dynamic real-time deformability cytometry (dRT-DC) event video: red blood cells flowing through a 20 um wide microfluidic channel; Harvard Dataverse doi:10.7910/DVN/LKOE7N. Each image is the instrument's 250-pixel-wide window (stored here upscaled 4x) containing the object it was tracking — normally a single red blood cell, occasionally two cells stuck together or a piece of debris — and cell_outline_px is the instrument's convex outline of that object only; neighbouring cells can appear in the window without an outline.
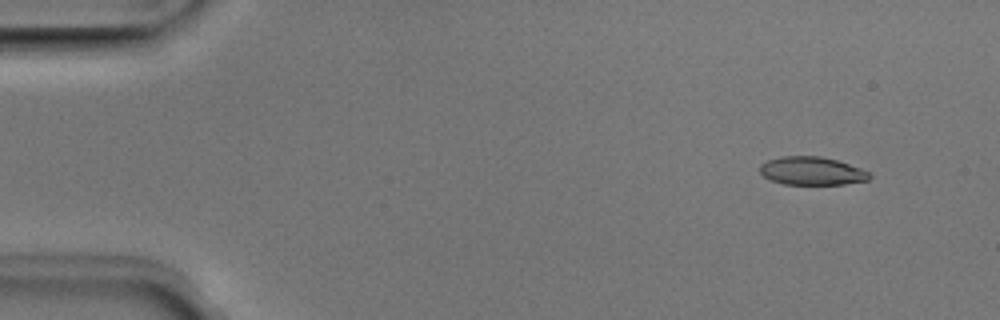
{"species": "Egyptian fruit bat (a non-hibernating species)", "species_latin": "Rousettus aegyptiacus", "temperature_condition": "room temperature", "stored_images_in_passage": 51, "camera_frame_rate_fps": 3000, "um_per_image_px": 0.085, "animal": {"sex": "male"}, "frame": {"image": 1, "passage_image": 5, "time_ms": 1.333, "image_size_px": [1000, 320], "cell_outline_px": [[872, 176], [868, 180], [844, 184], [784, 184], [772, 180], [764, 176], [760, 172], [760, 164], [768, 160], [780, 156], [820, 156], [836, 160], [860, 168], [868, 172]], "centroid_in_image_um": [68.99, 14.52], "position_along_channel_um": 16.0, "area_um2": 17.86}}
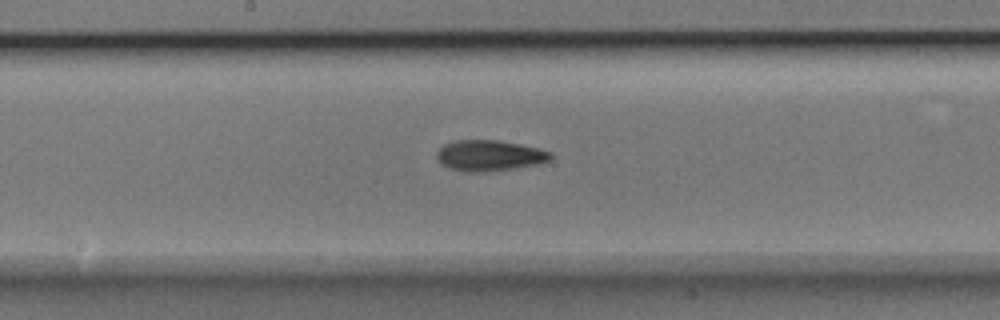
{"frame": {"image": 2, "passage_image": 27, "time_ms": 8.667, "image_size_px": [1000, 320], "cell_outline_px": [[552, 160], [544, 164], [484, 172], [464, 172], [448, 168], [440, 164], [436, 156], [436, 152], [444, 144], [456, 140], [500, 140], [520, 144], [552, 152]], "centroid_in_image_um": [41.61, 13.23], "position_along_channel_um": 206.6, "area_um2": 20.81}}
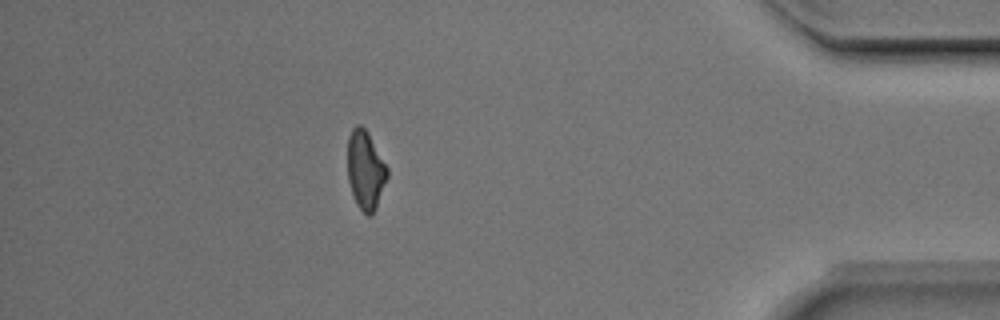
{"frame": {"image": 3, "passage_image": 45, "time_ms": 14.667, "image_size_px": [1000, 320], "cell_outline_px": [[388, 176], [376, 208], [372, 216], [368, 216], [356, 204], [348, 180], [348, 136], [352, 128], [356, 124], [360, 124], [368, 132], [388, 168]], "centroid_in_image_um": [31.07, 14.44], "position_along_channel_um": 404.1, "area_um2": 18.21}, "authors_computed_cell_mechanics": {"area_um2": 18.785, "velocity_mm_per_s": 4.0357, "shape_relaxation_time_tau1_ms": 5.9796, "shape_relaxation_time_tau2_ms": 3.9555, "deformation_change_tau1": 0.1468, "deformation_change_tau2": 0.1175}}